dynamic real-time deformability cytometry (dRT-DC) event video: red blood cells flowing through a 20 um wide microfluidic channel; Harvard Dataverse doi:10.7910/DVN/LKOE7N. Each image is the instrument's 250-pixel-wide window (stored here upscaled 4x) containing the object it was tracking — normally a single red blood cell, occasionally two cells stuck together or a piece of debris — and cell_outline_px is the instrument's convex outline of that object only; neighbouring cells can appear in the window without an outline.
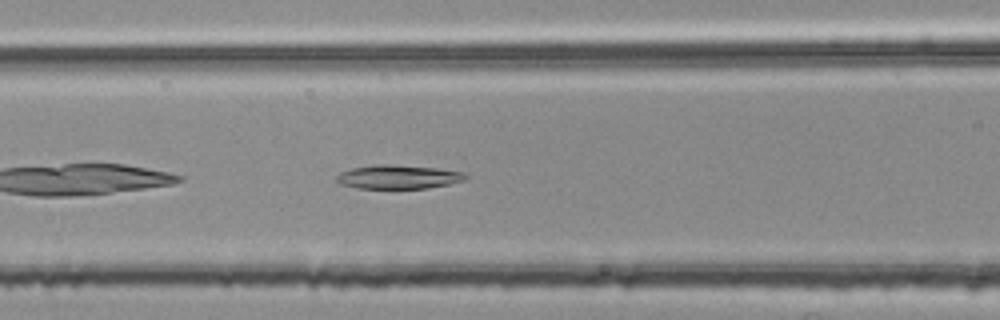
{"species": "common noctule bat (a hibernating species)", "species_latin": "Nyctalus noctula", "temperature_condition": "room temperature", "stored_images_in_passage": 36, "camera_frame_rate_fps": 3000, "um_per_image_px": 0.085, "animal": {"sex": "female", "body_mass_g": 25.1}, "frame": {"image": 1, "passage_image": 7, "time_ms": 2.0, "image_size_px": [1000, 320], "cell_outline_px": [[468, 176], [464, 180], [448, 184], [428, 188], [356, 188], [340, 184], [336, 180], [336, 176], [340, 172], [352, 168], [376, 164], [384, 164], [436, 168], [464, 172]], "centroid_in_image_um": [33.82, 15.04], "position_along_channel_um": 132.8, "area_um2": 17.8}}
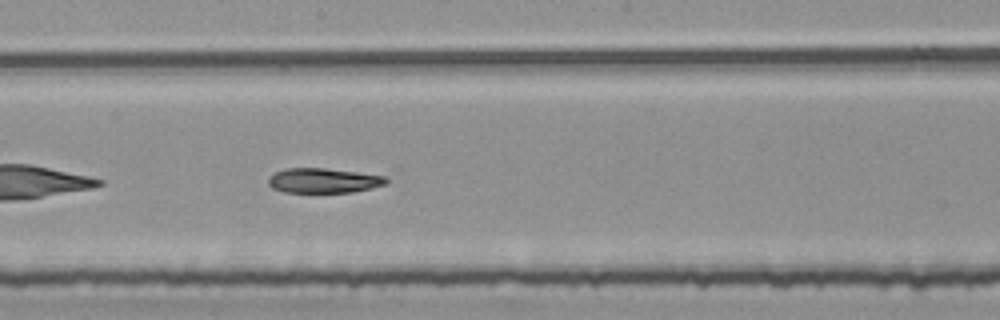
{"frame": {"image": 2, "passage_image": 14, "time_ms": 4.333, "image_size_px": [1000, 320], "cell_outline_px": [[388, 180], [384, 184], [372, 188], [352, 192], [284, 192], [272, 188], [268, 184], [268, 176], [284, 168], [324, 168], [388, 176]], "centroid_in_image_um": [27.48, 15.34], "position_along_channel_um": 220.7, "area_um2": 17.05}}
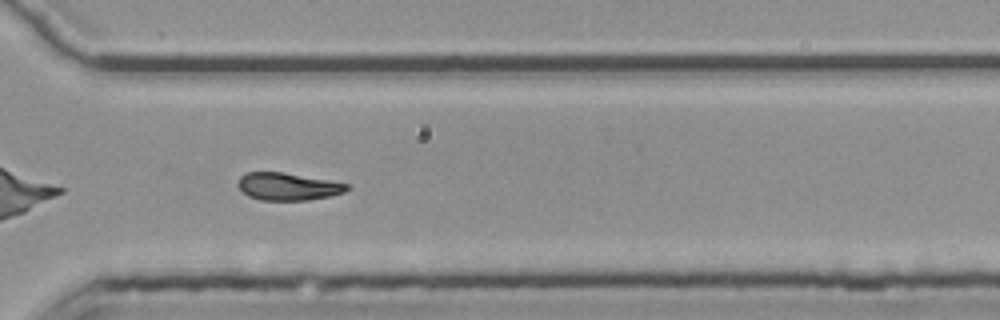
{"frame": {"image": 3, "passage_image": 24, "time_ms": 7.667, "image_size_px": [1000, 320], "cell_outline_px": [[352, 188], [344, 192], [332, 196], [308, 200], [260, 200], [248, 196], [236, 184], [240, 176], [244, 172], [284, 172], [328, 180], [348, 184]], "centroid_in_image_um": [24.47, 15.85], "position_along_channel_um": 346.1, "area_um2": 17.57}, "authors_computed_cell_mechanics": {"area_um2": 17.8024, "velocity_mm_per_s": 3.7808, "shape_relaxation_time_tau1_ms": 9.3405, "shape_relaxation_time_tau2_ms": null, "deformation_change_tau1": 0.2176, "deformation_change_tau2": null}}